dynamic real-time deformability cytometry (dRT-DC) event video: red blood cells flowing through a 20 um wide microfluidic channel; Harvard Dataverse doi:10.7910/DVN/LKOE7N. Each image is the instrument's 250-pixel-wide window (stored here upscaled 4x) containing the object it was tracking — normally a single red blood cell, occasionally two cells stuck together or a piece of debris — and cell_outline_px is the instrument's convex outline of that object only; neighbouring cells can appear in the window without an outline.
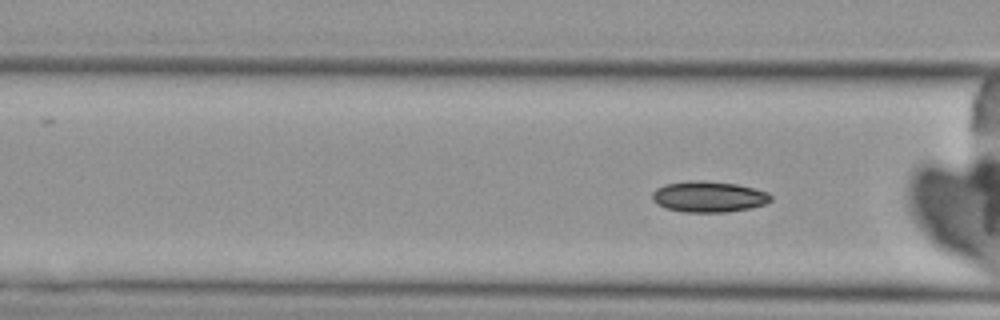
{"species": "Egyptian fruit bat (a non-hibernating species)", "species_latin": "Rousettus aegyptiacus", "temperature_condition": "cold", "stored_images_in_passage": 5, "camera_frame_rate_fps": 3000, "um_per_image_px": 0.085, "animal": {"sex": "female"}, "frame": {"image": 1, "passage_image": 5, "time_ms": 5.333, "image_size_px": [1000, 320], "cell_outline_px": [[772, 200], [764, 204], [748, 208], [724, 212], [684, 212], [664, 208], [656, 204], [652, 200], [652, 192], [656, 188], [664, 184], [688, 180], [704, 180], [736, 184], [768, 192], [772, 196]], "centroid_in_image_um": [60.18, 16.71], "position_along_channel_um": 106.4, "area_um2": 21.5}}